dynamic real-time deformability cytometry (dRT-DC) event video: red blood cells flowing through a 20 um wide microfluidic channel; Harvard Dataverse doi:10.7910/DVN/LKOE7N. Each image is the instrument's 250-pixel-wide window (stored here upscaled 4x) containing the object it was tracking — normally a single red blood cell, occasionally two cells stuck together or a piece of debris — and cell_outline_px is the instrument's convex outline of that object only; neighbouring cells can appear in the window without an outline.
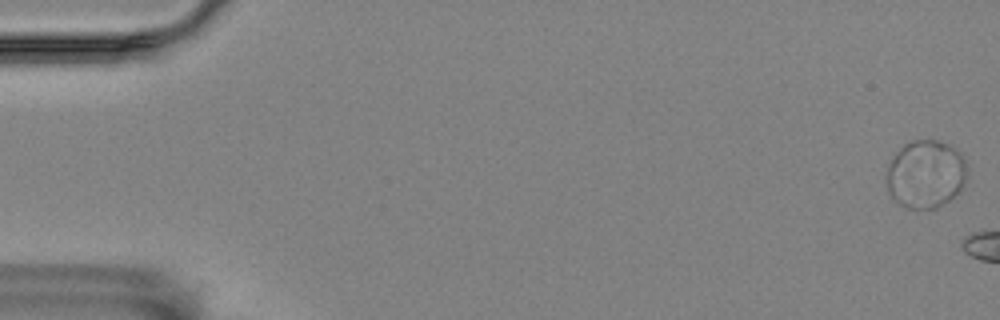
{"species": "Egyptian fruit bat (a non-hibernating species)", "species_latin": "Rousettus aegyptiacus", "temperature_condition": "room temperature", "stored_images_in_passage": 6, "camera_frame_rate_fps": 3000, "um_per_image_px": 0.085, "animal": {"sex": "female"}, "frame": {"image": 1, "passage_image": 1, "time_ms": 0.0, "image_size_px": [1000, 320], "cell_outline_px": [[968, 176], [960, 188], [948, 200], [936, 208], [908, 208], [900, 204], [888, 192], [888, 168], [896, 152], [904, 144], [912, 140], [936, 140], [948, 144], [960, 152], [964, 160], [968, 172]], "centroid_in_image_um": [78.7, 14.78], "position_along_channel_um": 6.3, "area_um2": 31.44}}